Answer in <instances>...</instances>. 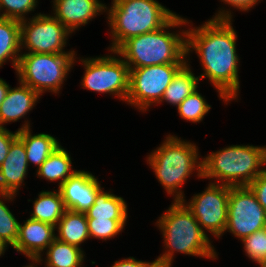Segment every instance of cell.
Returning a JSON list of instances; mask_svg holds the SVG:
<instances>
[{"label": "cell", "mask_w": 266, "mask_h": 267, "mask_svg": "<svg viewBox=\"0 0 266 267\" xmlns=\"http://www.w3.org/2000/svg\"><path fill=\"white\" fill-rule=\"evenodd\" d=\"M219 9L212 19L186 30V56L190 60V53L195 51L203 70L200 80L207 77L227 105L238 100L240 94V58L236 53L238 35L232 26V11L223 6Z\"/></svg>", "instance_id": "obj_1"}, {"label": "cell", "mask_w": 266, "mask_h": 267, "mask_svg": "<svg viewBox=\"0 0 266 267\" xmlns=\"http://www.w3.org/2000/svg\"><path fill=\"white\" fill-rule=\"evenodd\" d=\"M191 23L192 21L189 19L175 14L160 29L129 38L116 52L129 68L163 64H186L185 26H193V23ZM183 26L185 30L182 29ZM173 28H180V31L171 32L170 29Z\"/></svg>", "instance_id": "obj_2"}, {"label": "cell", "mask_w": 266, "mask_h": 267, "mask_svg": "<svg viewBox=\"0 0 266 267\" xmlns=\"http://www.w3.org/2000/svg\"><path fill=\"white\" fill-rule=\"evenodd\" d=\"M156 226L162 233L165 252L155 260L171 264L175 253L216 260L218 254L211 238L201 229L193 213L182 201H172L158 217Z\"/></svg>", "instance_id": "obj_3"}, {"label": "cell", "mask_w": 266, "mask_h": 267, "mask_svg": "<svg viewBox=\"0 0 266 267\" xmlns=\"http://www.w3.org/2000/svg\"><path fill=\"white\" fill-rule=\"evenodd\" d=\"M159 146L146 157L158 182L173 201L185 199L182 186L194 174L202 178V158L193 142L168 134ZM191 175V176H190Z\"/></svg>", "instance_id": "obj_4"}, {"label": "cell", "mask_w": 266, "mask_h": 267, "mask_svg": "<svg viewBox=\"0 0 266 267\" xmlns=\"http://www.w3.org/2000/svg\"><path fill=\"white\" fill-rule=\"evenodd\" d=\"M111 45L108 51H116L129 38L156 31L176 13L157 0H112L106 6Z\"/></svg>", "instance_id": "obj_5"}, {"label": "cell", "mask_w": 266, "mask_h": 267, "mask_svg": "<svg viewBox=\"0 0 266 267\" xmlns=\"http://www.w3.org/2000/svg\"><path fill=\"white\" fill-rule=\"evenodd\" d=\"M263 170L264 146L229 145L202 158V179L231 187L248 186Z\"/></svg>", "instance_id": "obj_6"}, {"label": "cell", "mask_w": 266, "mask_h": 267, "mask_svg": "<svg viewBox=\"0 0 266 267\" xmlns=\"http://www.w3.org/2000/svg\"><path fill=\"white\" fill-rule=\"evenodd\" d=\"M76 53H23L16 68L18 81L41 96L46 92L60 93L69 72L77 62Z\"/></svg>", "instance_id": "obj_7"}, {"label": "cell", "mask_w": 266, "mask_h": 267, "mask_svg": "<svg viewBox=\"0 0 266 267\" xmlns=\"http://www.w3.org/2000/svg\"><path fill=\"white\" fill-rule=\"evenodd\" d=\"M110 52L109 55L79 59L85 69L80 84L87 91L109 94L126 103L129 67L116 51Z\"/></svg>", "instance_id": "obj_8"}, {"label": "cell", "mask_w": 266, "mask_h": 267, "mask_svg": "<svg viewBox=\"0 0 266 267\" xmlns=\"http://www.w3.org/2000/svg\"><path fill=\"white\" fill-rule=\"evenodd\" d=\"M184 65L163 64L129 68L127 105L134 106L141 113L149 111L152 105L158 106L165 89Z\"/></svg>", "instance_id": "obj_9"}, {"label": "cell", "mask_w": 266, "mask_h": 267, "mask_svg": "<svg viewBox=\"0 0 266 267\" xmlns=\"http://www.w3.org/2000/svg\"><path fill=\"white\" fill-rule=\"evenodd\" d=\"M72 33L50 14H34L20 21L21 52L24 53H75L65 51ZM28 51V52H27Z\"/></svg>", "instance_id": "obj_10"}, {"label": "cell", "mask_w": 266, "mask_h": 267, "mask_svg": "<svg viewBox=\"0 0 266 267\" xmlns=\"http://www.w3.org/2000/svg\"><path fill=\"white\" fill-rule=\"evenodd\" d=\"M190 200V201H189ZM182 202L193 213L203 232L220 238L225 233L229 201V186L209 182L202 193H195Z\"/></svg>", "instance_id": "obj_11"}, {"label": "cell", "mask_w": 266, "mask_h": 267, "mask_svg": "<svg viewBox=\"0 0 266 267\" xmlns=\"http://www.w3.org/2000/svg\"><path fill=\"white\" fill-rule=\"evenodd\" d=\"M264 227H266V211L252 190L248 186H229L225 233L230 232L241 241Z\"/></svg>", "instance_id": "obj_12"}, {"label": "cell", "mask_w": 266, "mask_h": 267, "mask_svg": "<svg viewBox=\"0 0 266 267\" xmlns=\"http://www.w3.org/2000/svg\"><path fill=\"white\" fill-rule=\"evenodd\" d=\"M100 181L91 172L78 170L59 188L65 209L86 212L102 189Z\"/></svg>", "instance_id": "obj_13"}, {"label": "cell", "mask_w": 266, "mask_h": 267, "mask_svg": "<svg viewBox=\"0 0 266 267\" xmlns=\"http://www.w3.org/2000/svg\"><path fill=\"white\" fill-rule=\"evenodd\" d=\"M51 14L59 20L71 33L85 26L106 13L105 3L100 0H53Z\"/></svg>", "instance_id": "obj_14"}, {"label": "cell", "mask_w": 266, "mask_h": 267, "mask_svg": "<svg viewBox=\"0 0 266 267\" xmlns=\"http://www.w3.org/2000/svg\"><path fill=\"white\" fill-rule=\"evenodd\" d=\"M54 239L55 226L28 218L20 223L18 238L12 248L27 258H39Z\"/></svg>", "instance_id": "obj_15"}, {"label": "cell", "mask_w": 266, "mask_h": 267, "mask_svg": "<svg viewBox=\"0 0 266 267\" xmlns=\"http://www.w3.org/2000/svg\"><path fill=\"white\" fill-rule=\"evenodd\" d=\"M29 164L23 141L17 137L0 166V192L18 195L28 175Z\"/></svg>", "instance_id": "obj_16"}, {"label": "cell", "mask_w": 266, "mask_h": 267, "mask_svg": "<svg viewBox=\"0 0 266 267\" xmlns=\"http://www.w3.org/2000/svg\"><path fill=\"white\" fill-rule=\"evenodd\" d=\"M19 85L10 86L4 101L0 105V127L11 122H17L33 110L41 95L26 84L18 81Z\"/></svg>", "instance_id": "obj_17"}, {"label": "cell", "mask_w": 266, "mask_h": 267, "mask_svg": "<svg viewBox=\"0 0 266 267\" xmlns=\"http://www.w3.org/2000/svg\"><path fill=\"white\" fill-rule=\"evenodd\" d=\"M30 121L27 119L24 124L18 128V137L23 141L27 161L30 164H34L38 168L44 163V161L55 151L61 144L51 134L38 133L32 134L30 128Z\"/></svg>", "instance_id": "obj_18"}, {"label": "cell", "mask_w": 266, "mask_h": 267, "mask_svg": "<svg viewBox=\"0 0 266 267\" xmlns=\"http://www.w3.org/2000/svg\"><path fill=\"white\" fill-rule=\"evenodd\" d=\"M55 238L76 246L80 249L81 244L90 238L88 221L84 212H75L66 209L63 217L55 226Z\"/></svg>", "instance_id": "obj_19"}, {"label": "cell", "mask_w": 266, "mask_h": 267, "mask_svg": "<svg viewBox=\"0 0 266 267\" xmlns=\"http://www.w3.org/2000/svg\"><path fill=\"white\" fill-rule=\"evenodd\" d=\"M128 205L123 197L102 188L96 195L94 204L84 212L86 218L127 220Z\"/></svg>", "instance_id": "obj_20"}, {"label": "cell", "mask_w": 266, "mask_h": 267, "mask_svg": "<svg viewBox=\"0 0 266 267\" xmlns=\"http://www.w3.org/2000/svg\"><path fill=\"white\" fill-rule=\"evenodd\" d=\"M76 171L72 166L71 155L61 145L36 170V176L53 183L57 181L59 188Z\"/></svg>", "instance_id": "obj_21"}, {"label": "cell", "mask_w": 266, "mask_h": 267, "mask_svg": "<svg viewBox=\"0 0 266 267\" xmlns=\"http://www.w3.org/2000/svg\"><path fill=\"white\" fill-rule=\"evenodd\" d=\"M33 202V213L30 219L45 222L56 226L65 212L64 202L60 191L42 190Z\"/></svg>", "instance_id": "obj_22"}, {"label": "cell", "mask_w": 266, "mask_h": 267, "mask_svg": "<svg viewBox=\"0 0 266 267\" xmlns=\"http://www.w3.org/2000/svg\"><path fill=\"white\" fill-rule=\"evenodd\" d=\"M20 55V21L0 18V69L10 61L16 70Z\"/></svg>", "instance_id": "obj_23"}, {"label": "cell", "mask_w": 266, "mask_h": 267, "mask_svg": "<svg viewBox=\"0 0 266 267\" xmlns=\"http://www.w3.org/2000/svg\"><path fill=\"white\" fill-rule=\"evenodd\" d=\"M46 257H39L45 267H84L85 252L76 246L54 239L45 250ZM44 260V261H43Z\"/></svg>", "instance_id": "obj_24"}, {"label": "cell", "mask_w": 266, "mask_h": 267, "mask_svg": "<svg viewBox=\"0 0 266 267\" xmlns=\"http://www.w3.org/2000/svg\"><path fill=\"white\" fill-rule=\"evenodd\" d=\"M189 60L177 72L169 86L165 89L160 104L167 102L172 106H178L187 96L198 89L199 76H195Z\"/></svg>", "instance_id": "obj_25"}, {"label": "cell", "mask_w": 266, "mask_h": 267, "mask_svg": "<svg viewBox=\"0 0 266 267\" xmlns=\"http://www.w3.org/2000/svg\"><path fill=\"white\" fill-rule=\"evenodd\" d=\"M16 196L12 193L0 192V239L10 247L16 243L20 222L15 218L5 201L11 203Z\"/></svg>", "instance_id": "obj_26"}, {"label": "cell", "mask_w": 266, "mask_h": 267, "mask_svg": "<svg viewBox=\"0 0 266 267\" xmlns=\"http://www.w3.org/2000/svg\"><path fill=\"white\" fill-rule=\"evenodd\" d=\"M180 119L200 123L204 116L208 114L211 105L206 102L205 96H202L196 89L193 93L187 96L177 107Z\"/></svg>", "instance_id": "obj_27"}, {"label": "cell", "mask_w": 266, "mask_h": 267, "mask_svg": "<svg viewBox=\"0 0 266 267\" xmlns=\"http://www.w3.org/2000/svg\"><path fill=\"white\" fill-rule=\"evenodd\" d=\"M89 236L98 240H110L122 233L127 220L87 218Z\"/></svg>", "instance_id": "obj_28"}, {"label": "cell", "mask_w": 266, "mask_h": 267, "mask_svg": "<svg viewBox=\"0 0 266 267\" xmlns=\"http://www.w3.org/2000/svg\"><path fill=\"white\" fill-rule=\"evenodd\" d=\"M246 256L261 266L266 261V227L241 240Z\"/></svg>", "instance_id": "obj_29"}, {"label": "cell", "mask_w": 266, "mask_h": 267, "mask_svg": "<svg viewBox=\"0 0 266 267\" xmlns=\"http://www.w3.org/2000/svg\"><path fill=\"white\" fill-rule=\"evenodd\" d=\"M38 0H0L1 18L23 21L34 12L38 6ZM2 12V13H1Z\"/></svg>", "instance_id": "obj_30"}, {"label": "cell", "mask_w": 266, "mask_h": 267, "mask_svg": "<svg viewBox=\"0 0 266 267\" xmlns=\"http://www.w3.org/2000/svg\"><path fill=\"white\" fill-rule=\"evenodd\" d=\"M248 187L255 194L257 201L266 211V172L263 170Z\"/></svg>", "instance_id": "obj_31"}, {"label": "cell", "mask_w": 266, "mask_h": 267, "mask_svg": "<svg viewBox=\"0 0 266 267\" xmlns=\"http://www.w3.org/2000/svg\"><path fill=\"white\" fill-rule=\"evenodd\" d=\"M18 137V130L10 131L6 127H0V166L8 155L11 143Z\"/></svg>", "instance_id": "obj_32"}, {"label": "cell", "mask_w": 266, "mask_h": 267, "mask_svg": "<svg viewBox=\"0 0 266 267\" xmlns=\"http://www.w3.org/2000/svg\"><path fill=\"white\" fill-rule=\"evenodd\" d=\"M223 4L233 7L238 11H249L262 0H220Z\"/></svg>", "instance_id": "obj_33"}, {"label": "cell", "mask_w": 266, "mask_h": 267, "mask_svg": "<svg viewBox=\"0 0 266 267\" xmlns=\"http://www.w3.org/2000/svg\"><path fill=\"white\" fill-rule=\"evenodd\" d=\"M151 262L137 260L134 257H128L121 260H117L110 267H147Z\"/></svg>", "instance_id": "obj_34"}, {"label": "cell", "mask_w": 266, "mask_h": 267, "mask_svg": "<svg viewBox=\"0 0 266 267\" xmlns=\"http://www.w3.org/2000/svg\"><path fill=\"white\" fill-rule=\"evenodd\" d=\"M9 88L10 85L7 84V82L4 79L0 78V105L4 101Z\"/></svg>", "instance_id": "obj_35"}, {"label": "cell", "mask_w": 266, "mask_h": 267, "mask_svg": "<svg viewBox=\"0 0 266 267\" xmlns=\"http://www.w3.org/2000/svg\"><path fill=\"white\" fill-rule=\"evenodd\" d=\"M147 267H172V265L153 260Z\"/></svg>", "instance_id": "obj_36"}, {"label": "cell", "mask_w": 266, "mask_h": 267, "mask_svg": "<svg viewBox=\"0 0 266 267\" xmlns=\"http://www.w3.org/2000/svg\"><path fill=\"white\" fill-rule=\"evenodd\" d=\"M29 261H31V263H29L28 265L26 266H22V267H37V265L41 264L42 265V262L40 260V258H28Z\"/></svg>", "instance_id": "obj_37"}, {"label": "cell", "mask_w": 266, "mask_h": 267, "mask_svg": "<svg viewBox=\"0 0 266 267\" xmlns=\"http://www.w3.org/2000/svg\"><path fill=\"white\" fill-rule=\"evenodd\" d=\"M7 247H9L7 244H5L1 239H0V257L4 255L6 252Z\"/></svg>", "instance_id": "obj_38"}, {"label": "cell", "mask_w": 266, "mask_h": 267, "mask_svg": "<svg viewBox=\"0 0 266 267\" xmlns=\"http://www.w3.org/2000/svg\"><path fill=\"white\" fill-rule=\"evenodd\" d=\"M266 145L264 146V171L266 172Z\"/></svg>", "instance_id": "obj_39"}, {"label": "cell", "mask_w": 266, "mask_h": 267, "mask_svg": "<svg viewBox=\"0 0 266 267\" xmlns=\"http://www.w3.org/2000/svg\"><path fill=\"white\" fill-rule=\"evenodd\" d=\"M260 267H266V261Z\"/></svg>", "instance_id": "obj_40"}]
</instances>
